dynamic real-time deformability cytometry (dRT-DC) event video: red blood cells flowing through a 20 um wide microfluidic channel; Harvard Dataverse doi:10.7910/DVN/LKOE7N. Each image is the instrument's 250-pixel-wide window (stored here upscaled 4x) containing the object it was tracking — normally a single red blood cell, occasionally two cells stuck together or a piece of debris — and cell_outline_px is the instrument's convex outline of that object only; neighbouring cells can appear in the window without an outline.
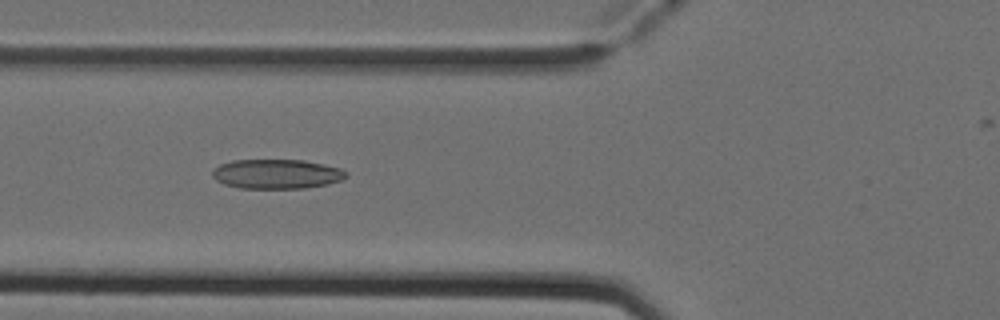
{"species": "Egyptian fruit bat (a non-hibernating species)", "species_latin": "Rousettus aegyptiacus", "temperature_condition": "cold", "stored_images_in_passage": 6, "camera_frame_rate_fps": 3000, "um_per_image_px": 0.085, "animal": {"sex": "female"}, "frame": {"image": 1, "passage_image": 4, "time_ms": 1.0, "image_size_px": [1000, 320], "cell_outline_px": [[348, 176], [344, 180], [328, 184], [304, 188], [240, 188], [224, 184], [216, 180], [212, 176], [212, 168], [220, 164], [232, 160], [304, 160], [324, 164], [340, 168], [348, 172]], "centroid_in_image_um": [23.53, 14.78], "position_along_channel_um": 102.3, "area_um2": 23.24}}
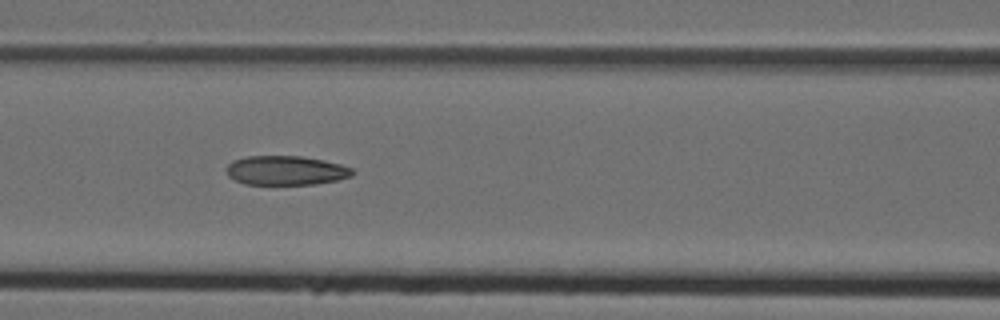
{"frame": {"image": 2, "passage_image": 5, "time_ms": 1.333, "image_size_px": [1000, 320], "cell_outline_px": [[356, 172], [352, 176], [336, 180], [316, 184], [244, 184], [228, 176], [224, 168], [232, 160], [248, 156], [300, 156], [324, 160], [340, 164], [352, 168]], "centroid_in_image_um": [24.29, 14.48], "position_along_channel_um": 142.3, "area_um2": 21.62}}
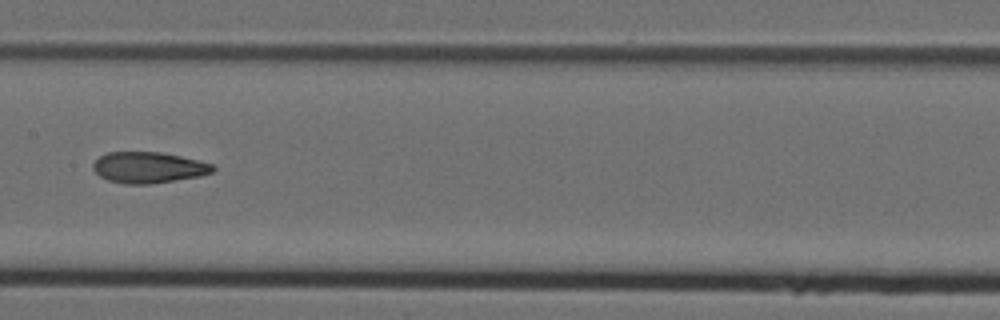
{"frame": {"image": 3, "passage_image": 6, "time_ms": 1.667, "image_size_px": [1000, 320], "cell_outline_px": [[216, 168], [212, 172], [200, 176], [152, 184], [124, 184], [108, 180], [100, 176], [92, 168], [92, 164], [100, 156], [108, 152], [160, 152], [180, 156], [212, 164]], "centroid_in_image_um": [12.6, 14.24], "position_along_channel_um": 194.8, "area_um2": 21.62}}